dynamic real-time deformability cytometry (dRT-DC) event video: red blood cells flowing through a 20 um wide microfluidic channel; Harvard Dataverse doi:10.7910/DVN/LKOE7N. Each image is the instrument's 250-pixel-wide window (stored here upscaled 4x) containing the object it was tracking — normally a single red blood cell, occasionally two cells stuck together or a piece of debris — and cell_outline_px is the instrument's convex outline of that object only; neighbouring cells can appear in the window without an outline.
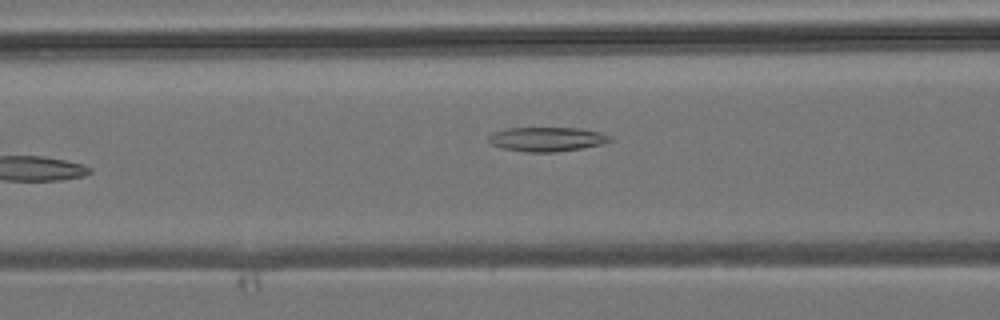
{"species": "common noctule bat (a hibernating species)", "species_latin": "Nyctalus noctula", "temperature_condition": "room temperature", "stored_images_in_passage": 5, "camera_frame_rate_fps": 3000, "um_per_image_px": 0.085, "animal": {"sex": "male", "body_mass_g": 19.2, "forearm_length_mm": 51.8}, "frame": {"image": 1, "passage_image": 5, "time_ms": 4.667, "image_size_px": [1000, 320], "cell_outline_px": [[612, 140], [600, 144], [580, 148], [556, 152], [524, 152], [504, 148], [492, 144], [488, 140], [488, 136], [504, 128], [580, 128], [600, 132], [612, 136]], "centroid_in_image_um": [46.49, 11.82], "position_along_channel_um": 120.1, "area_um2": 17.05}}